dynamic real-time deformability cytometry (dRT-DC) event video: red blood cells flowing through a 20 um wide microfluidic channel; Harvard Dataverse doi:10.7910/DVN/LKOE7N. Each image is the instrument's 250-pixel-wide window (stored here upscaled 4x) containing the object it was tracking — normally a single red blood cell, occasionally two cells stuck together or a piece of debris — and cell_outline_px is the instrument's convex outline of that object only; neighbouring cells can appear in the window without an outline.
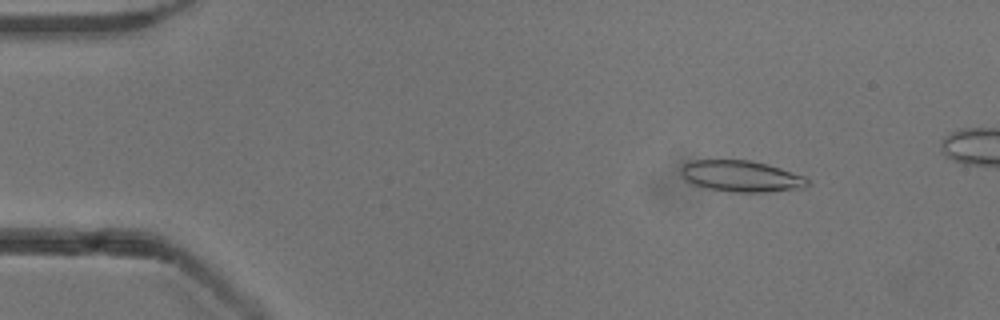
{"species": "common noctule bat (a hibernating species)", "species_latin": "Nyctalus noctula", "temperature_condition": "cold", "stored_images_in_passage": 50, "camera_frame_rate_fps": 3000, "um_per_image_px": 0.085, "animal": {"sex": "male", "body_mass_g": 13.3}, "frame": {"image": 1, "passage_image": 7, "time_ms": 2.0, "image_size_px": [1000, 320], "cell_outline_px": [[812, 184], [804, 188], [764, 192], [728, 192], [688, 184], [684, 180], [680, 172], [680, 168], [684, 164], [692, 160], [752, 160], [768, 164], [804, 176]], "centroid_in_image_um": [62.97, 14.98], "position_along_channel_um": 22.0, "area_um2": 23.41}}
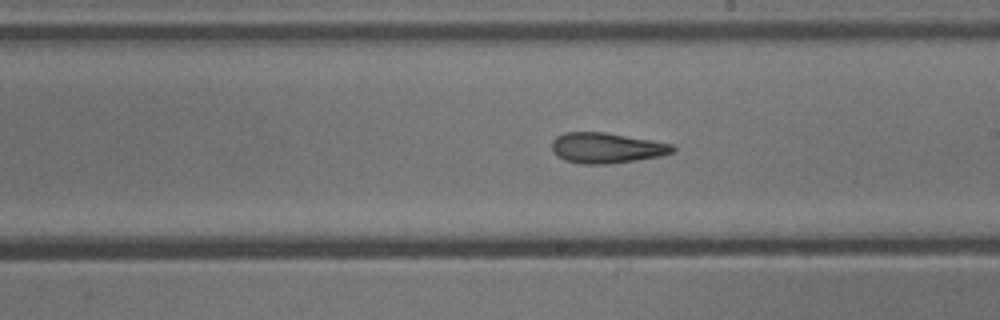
{"frame": {"image": 2, "passage_image": 30, "time_ms": 9.667, "image_size_px": [1000, 320], "cell_outline_px": [[676, 148], [672, 152], [660, 156], [636, 160], [608, 164], [580, 164], [564, 160], [556, 156], [552, 148], [552, 140], [556, 136], [564, 132], [604, 132], [652, 140], [672, 144]], "centroid_in_image_um": [51.52, 12.57], "position_along_channel_um": 237.5, "area_um2": 21.5}}
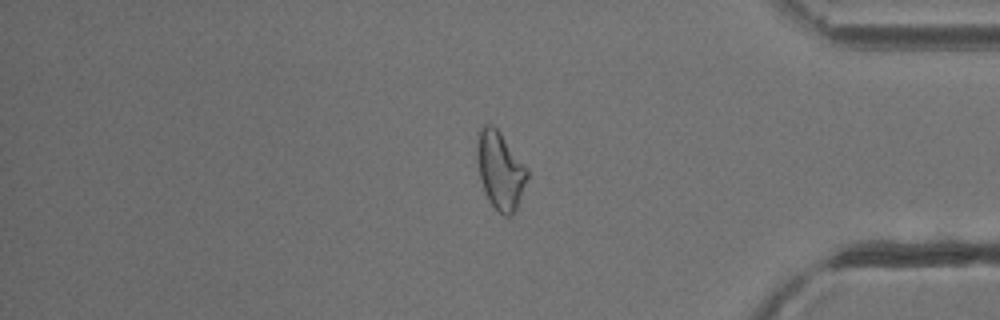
{"frame": {"image": 3, "passage_image": 44, "time_ms": 14.333, "image_size_px": [1000, 320], "cell_outline_px": [[528, 176], [516, 208], [512, 216], [504, 216], [488, 200], [484, 192], [480, 176], [476, 156], [476, 148], [480, 128], [484, 124], [492, 124], [500, 132], [528, 168]], "centroid_in_image_um": [42.51, 14.46], "position_along_channel_um": 392.7, "area_um2": 22.54}}